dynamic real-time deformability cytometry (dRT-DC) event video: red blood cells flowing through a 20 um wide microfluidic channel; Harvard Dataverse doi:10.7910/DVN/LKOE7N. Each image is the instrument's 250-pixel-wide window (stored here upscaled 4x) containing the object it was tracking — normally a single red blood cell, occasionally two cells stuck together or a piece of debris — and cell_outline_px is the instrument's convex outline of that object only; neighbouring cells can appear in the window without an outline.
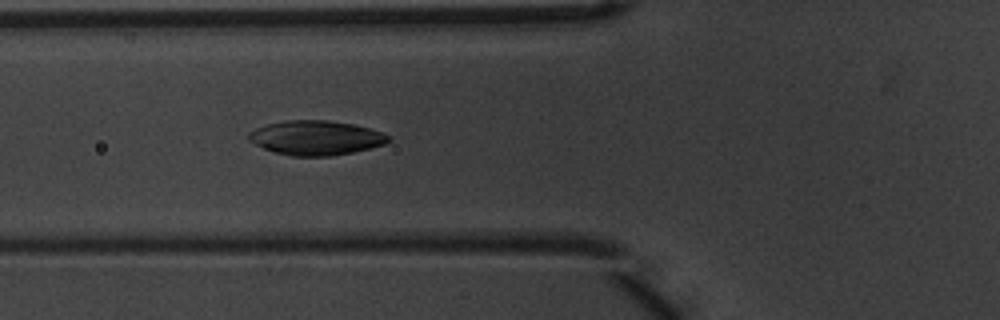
{"species": "common noctule bat (a hibernating species)", "species_latin": "Nyctalus noctula", "temperature_condition": "warm", "stored_images_in_passage": 54, "camera_frame_rate_fps": 3000, "um_per_image_px": 0.085, "animal": {"sex": "male", "body_mass_g": 20.1, "forearm_length_mm": 53.5}, "frame": {"image": 1, "passage_image": 20, "time_ms": 6.333, "image_size_px": [1000, 320], "cell_outline_px": [[392, 140], [384, 144], [372, 148], [332, 156], [292, 156], [276, 152], [264, 148], [248, 140], [248, 132], [256, 128], [268, 124], [284, 120], [328, 120], [352, 124], [368, 128], [380, 132], [388, 136]], "centroid_in_image_um": [26.84, 11.71], "position_along_channel_um": 99.0, "area_um2": 27.92}}
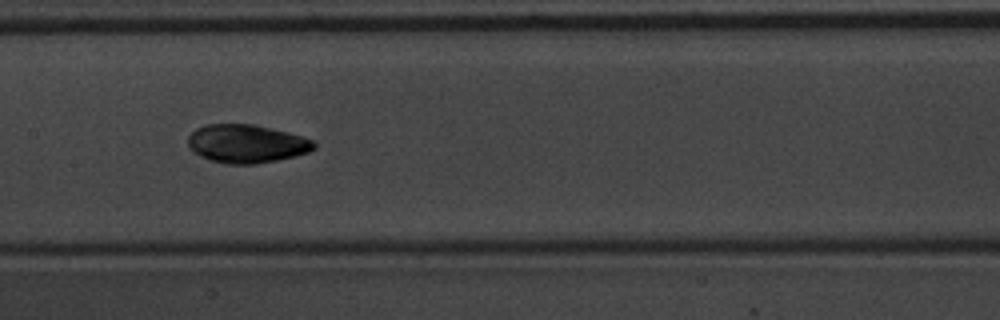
{"frame": {"image": 2, "passage_image": 27, "time_ms": 8.667, "image_size_px": [1000, 320], "cell_outline_px": [[316, 148], [308, 152], [296, 156], [256, 164], [224, 164], [200, 156], [188, 148], [188, 136], [196, 128], [204, 124], [252, 124], [288, 132], [316, 140]], "centroid_in_image_um": [20.96, 12.21], "position_along_channel_um": 186.4, "area_um2": 28.38}}
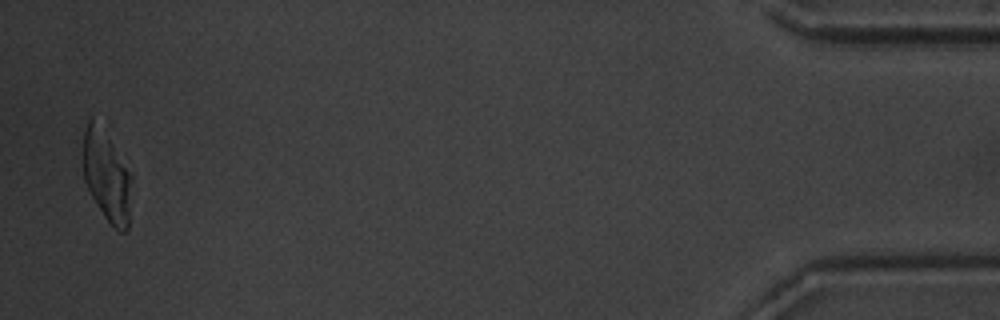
{"frame": {"image": 3, "passage_image": 53, "time_ms": 17.333, "image_size_px": [1000, 320], "cell_outline_px": [[132, 180], [128, 228], [124, 232], [120, 232], [104, 216], [96, 204], [84, 180], [84, 132], [88, 120], [92, 116], [96, 120], [112, 144], [132, 176]], "centroid_in_image_um": [9.08, 14.99], "position_along_channel_um": 426.1, "area_um2": 25.09}, "authors_computed_cell_mechanics": {"area_um2": 28.322, "velocity_mm_per_s": 3.7184, "shape_relaxation_time_tau1_ms": 2.4073, "shape_relaxation_time_tau2_ms": 2.2582, "deformation_change_tau1": 0.0812, "deformation_change_tau2": 0.0546}}